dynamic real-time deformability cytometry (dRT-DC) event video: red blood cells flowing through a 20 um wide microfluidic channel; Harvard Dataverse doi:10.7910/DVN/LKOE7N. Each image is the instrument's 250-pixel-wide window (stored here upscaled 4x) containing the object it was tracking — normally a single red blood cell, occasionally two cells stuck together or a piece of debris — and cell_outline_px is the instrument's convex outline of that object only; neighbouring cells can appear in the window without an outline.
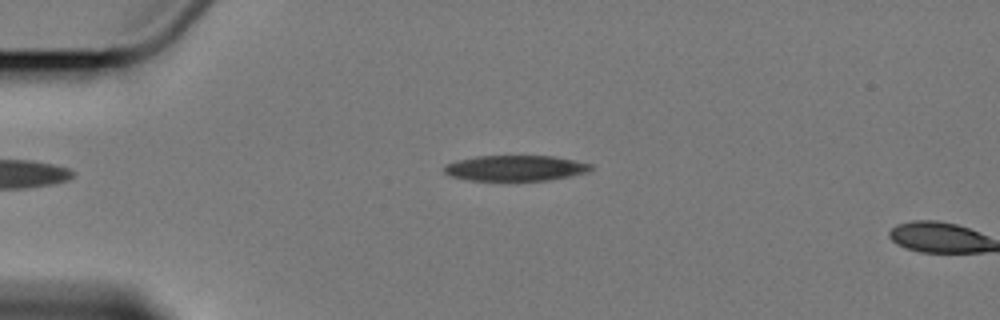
{"species": "Egyptian fruit bat (a non-hibernating species)", "species_latin": "Rousettus aegyptiacus", "temperature_condition": "cold", "stored_images_in_passage": 7, "camera_frame_rate_fps": 3000, "um_per_image_px": 0.085, "animal": {"sex": "female"}, "frame": {"image": 1, "passage_image": 7, "time_ms": 7.0, "image_size_px": [1000, 320], "cell_outline_px": [[596, 168], [588, 172], [548, 180], [468, 180], [448, 176], [444, 172], [444, 168], [448, 164], [456, 160], [476, 156], [556, 156], [576, 160], [592, 164]], "centroid_in_image_um": [43.84, 14.28], "position_along_channel_um": 41.2, "area_um2": 21.96}}